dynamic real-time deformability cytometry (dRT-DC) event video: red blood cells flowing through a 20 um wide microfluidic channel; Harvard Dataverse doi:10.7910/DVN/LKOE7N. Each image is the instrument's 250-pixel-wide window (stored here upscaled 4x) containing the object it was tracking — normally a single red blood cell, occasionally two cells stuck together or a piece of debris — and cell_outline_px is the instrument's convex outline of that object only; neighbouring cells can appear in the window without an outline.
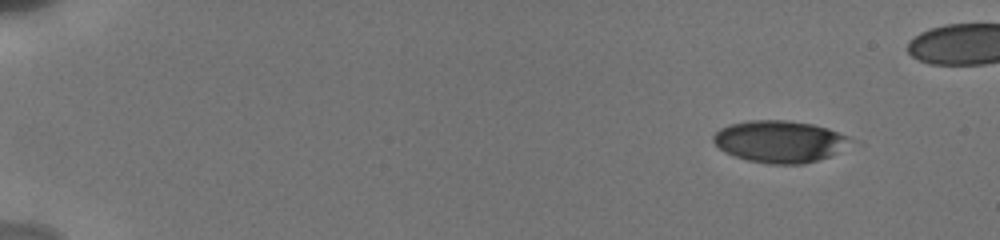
{"species": "human", "species_latin": "Homo sapiens", "temperature_condition": "cold", "stored_images_in_passage": 6, "camera_frame_rate_fps": 3000, "um_per_image_px": 0.085, "donor": {"sex": "male"}, "frame": {"image": 1, "passage_image": 1, "time_ms": 0.0, "image_size_px": [1000, 240], "cell_outline_px": [[856, 140], [828, 156], [804, 164], [768, 164], [748, 160], [724, 152], [712, 140], [712, 136], [720, 128], [728, 124], [748, 120], [788, 120], [812, 124], [828, 128], [848, 136]], "centroid_in_image_um": [66.25, 12.01], "position_along_channel_um": 18.8, "area_um2": 33.47}}